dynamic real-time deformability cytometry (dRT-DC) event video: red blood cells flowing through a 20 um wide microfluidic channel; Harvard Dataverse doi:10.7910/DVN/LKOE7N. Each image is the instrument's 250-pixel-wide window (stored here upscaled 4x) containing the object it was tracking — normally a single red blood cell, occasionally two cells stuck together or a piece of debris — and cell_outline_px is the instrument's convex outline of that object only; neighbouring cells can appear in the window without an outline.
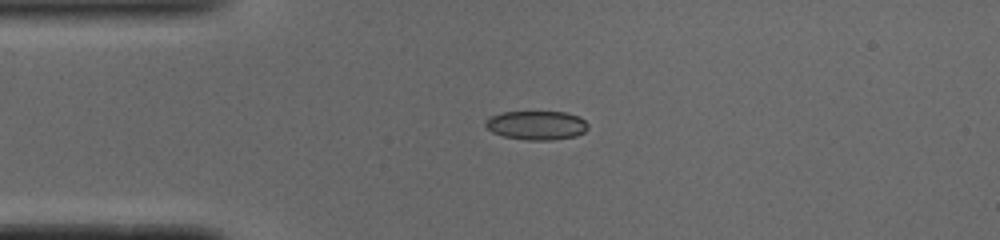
{"species": "common noctule bat (a hibernating species)", "species_latin": "Nyctalus noctula", "temperature_condition": "cold", "stored_images_in_passage": 40, "camera_frame_rate_fps": 3000, "um_per_image_px": 0.085, "animal": {"sex": "male", "body_mass_g": 19.0, "forearm_length_mm": 50.8}, "frame": {"image": 1, "passage_image": 1, "time_ms": 0.0, "image_size_px": [1000, 240], "cell_outline_px": [[588, 128], [584, 132], [576, 136], [552, 140], [528, 140], [504, 136], [492, 132], [484, 124], [488, 116], [500, 112], [564, 112], [580, 116], [588, 124]], "centroid_in_image_um": [45.6, 10.64], "position_along_channel_um": 39.4, "area_um2": 17.4}}
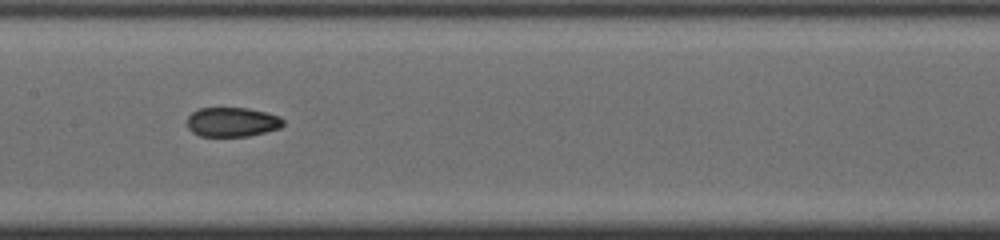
{"frame": {"image": 2, "passage_image": 14, "time_ms": 4.333, "image_size_px": [1000, 240], "cell_outline_px": [[284, 124], [280, 128], [248, 136], [200, 136], [192, 132], [188, 128], [188, 116], [192, 112], [200, 108], [248, 108], [280, 116], [284, 120]], "centroid_in_image_um": [19.74, 10.37], "position_along_channel_um": 187.7, "area_um2": 16.42}}
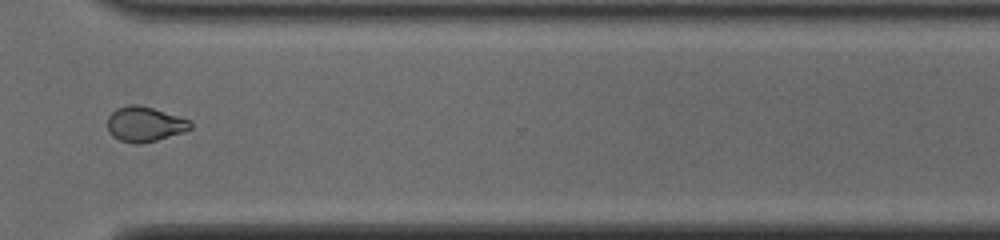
{"frame": {"image": 3, "passage_image": 27, "time_ms": 8.667, "image_size_px": [1000, 240], "cell_outline_px": [[192, 128], [184, 132], [156, 140], [140, 144], [132, 144], [120, 140], [112, 136], [108, 132], [108, 116], [116, 108], [128, 104], [140, 104], [192, 120]], "centroid_in_image_um": [12.3, 10.54], "position_along_channel_um": 358.3, "area_um2": 17.17}, "authors_computed_cell_mechanics": {"area_um2": 17.1955, "velocity_mm_per_s": 3.9236, "shape_relaxation_time_tau1_ms": null, "shape_relaxation_time_tau2_ms": 2.0952, "deformation_change_tau1": null, "deformation_change_tau2": 0.0702}}